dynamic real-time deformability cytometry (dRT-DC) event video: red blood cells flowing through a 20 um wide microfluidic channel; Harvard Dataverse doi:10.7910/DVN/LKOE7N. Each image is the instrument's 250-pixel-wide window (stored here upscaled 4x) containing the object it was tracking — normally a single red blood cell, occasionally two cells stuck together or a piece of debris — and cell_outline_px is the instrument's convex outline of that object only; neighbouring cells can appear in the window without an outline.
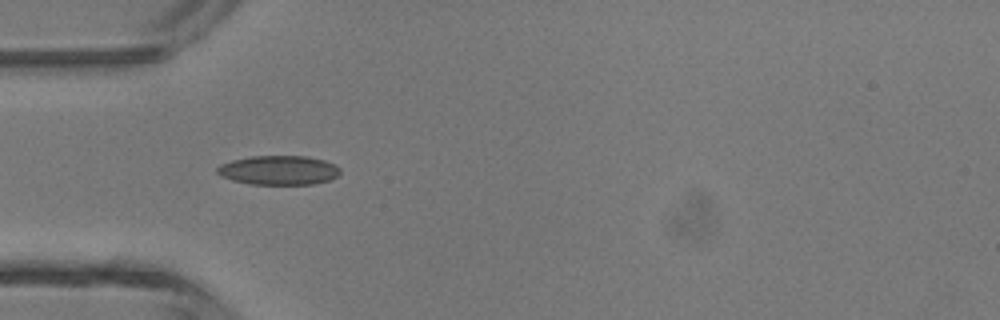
{"species": "common noctule bat (a hibernating species)", "species_latin": "Nyctalus noctula", "temperature_condition": "room temperature", "stored_images_in_passage": 5, "camera_frame_rate_fps": 3000, "um_per_image_px": 0.085, "animal": {"sex": "male", "body_mass_g": 13.3}, "frame": {"image": 1, "passage_image": 4, "time_ms": 1.0, "image_size_px": [1000, 320], "cell_outline_px": [[340, 172], [336, 176], [328, 180], [312, 184], [252, 184], [232, 180], [220, 176], [216, 172], [216, 168], [220, 164], [232, 160], [252, 156], [304, 156], [324, 160], [336, 164], [340, 168]], "centroid_in_image_um": [23.67, 14.46], "position_along_channel_um": 61.3, "area_um2": 20.92}}
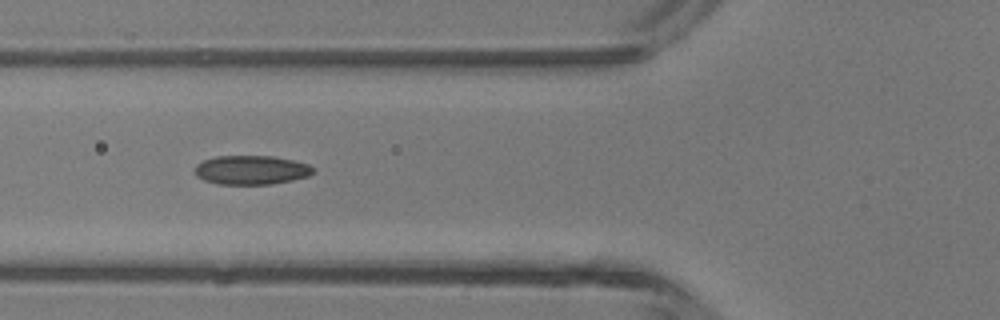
{"frame": {"image": 2, "passage_image": 5, "time_ms": 1.333, "image_size_px": [1000, 320], "cell_outline_px": [[312, 172], [308, 176], [292, 180], [272, 184], [216, 184], [204, 180], [196, 176], [196, 164], [204, 160], [216, 156], [272, 156], [292, 160], [308, 164], [312, 168]], "centroid_in_image_um": [21.33, 14.45], "position_along_channel_um": 104.5, "area_um2": 19.88}}